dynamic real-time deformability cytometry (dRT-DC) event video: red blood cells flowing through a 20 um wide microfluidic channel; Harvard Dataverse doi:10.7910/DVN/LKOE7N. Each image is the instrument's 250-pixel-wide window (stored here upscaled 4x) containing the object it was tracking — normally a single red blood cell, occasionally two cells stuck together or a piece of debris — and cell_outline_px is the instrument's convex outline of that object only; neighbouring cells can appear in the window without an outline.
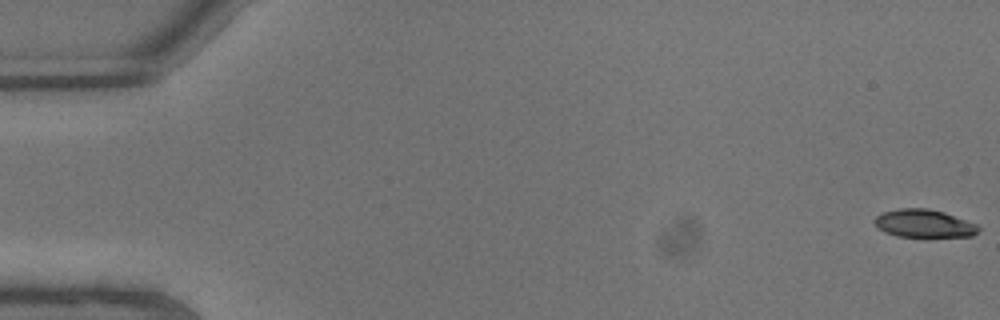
{"species": "common noctule bat (a hibernating species)", "species_latin": "Nyctalus noctula", "temperature_condition": "warm", "stored_images_in_passage": 8, "camera_frame_rate_fps": 3000, "um_per_image_px": 0.085, "animal": {"sex": "male", "body_mass_g": 13.3}, "frame": {"image": 1, "passage_image": 1, "time_ms": 0.0, "image_size_px": [1000, 320], "cell_outline_px": [[980, 228], [972, 236], [928, 240], [896, 236], [884, 232], [872, 220], [876, 216], [884, 212], [900, 208], [928, 208], [944, 212], [976, 224]], "centroid_in_image_um": [78.55, 19.06], "position_along_channel_um": 6.4, "area_um2": 17.74}}
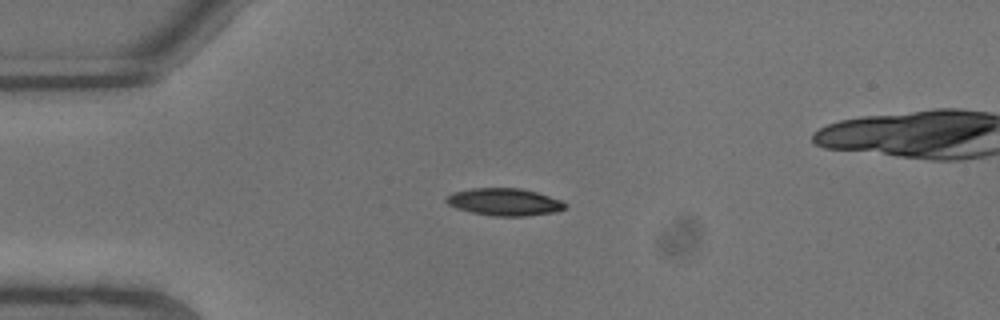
{"frame": {"image": 2, "passage_image": 6, "time_ms": 1.667, "image_size_px": [1000, 320], "cell_outline_px": [[568, 204], [564, 208], [556, 212], [528, 216], [492, 216], [472, 212], [456, 208], [448, 204], [444, 200], [452, 192], [472, 188], [520, 188], [536, 192], [560, 200]], "centroid_in_image_um": [42.86, 17.17], "position_along_channel_um": 42.1, "area_um2": 18.9}}